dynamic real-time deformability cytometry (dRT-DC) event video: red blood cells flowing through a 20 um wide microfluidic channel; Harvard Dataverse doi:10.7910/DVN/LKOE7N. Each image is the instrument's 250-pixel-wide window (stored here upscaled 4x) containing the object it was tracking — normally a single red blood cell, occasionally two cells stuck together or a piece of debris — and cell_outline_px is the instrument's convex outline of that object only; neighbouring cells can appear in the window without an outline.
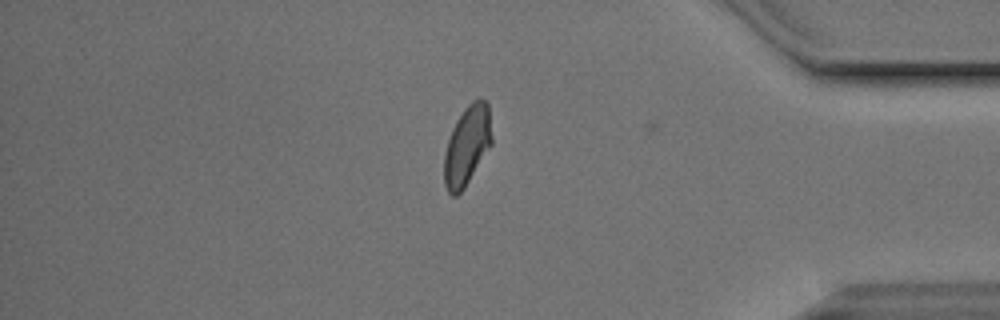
{"species": "Egyptian fruit bat (a non-hibernating species)", "species_latin": "Rousettus aegyptiacus", "temperature_condition": "cold", "stored_images_in_passage": 15, "segment_of_instrument_passage": [2, 2], "camera_frame_rate_fps": 3000, "um_per_image_px": 0.085, "animal": {"sex": "male"}, "frame": {"image": 1, "passage_image": 15, "time_ms": 4.667, "image_size_px": [1000, 320], "cell_outline_px": [[492, 144], [464, 188], [456, 196], [452, 196], [448, 192], [444, 184], [444, 152], [452, 128], [456, 120], [464, 108], [472, 100], [484, 100], [488, 104], [492, 136]], "centroid_in_image_um": [39.69, 12.38], "position_along_channel_um": 395.5, "area_um2": 22.02}}